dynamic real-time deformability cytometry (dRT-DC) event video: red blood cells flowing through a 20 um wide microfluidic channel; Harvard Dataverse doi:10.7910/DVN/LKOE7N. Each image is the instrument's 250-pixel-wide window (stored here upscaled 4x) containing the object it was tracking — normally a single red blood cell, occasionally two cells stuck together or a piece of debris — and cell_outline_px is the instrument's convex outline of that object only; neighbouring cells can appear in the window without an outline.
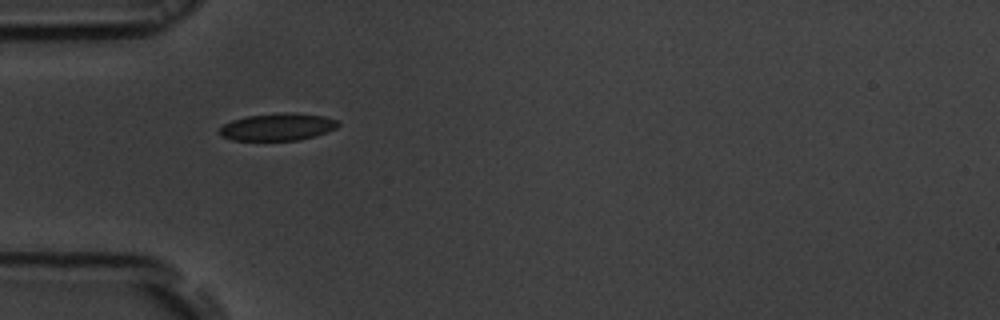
{"species": "common noctule bat (a hibernating species)", "species_latin": "Nyctalus noctula", "temperature_condition": "room temperature", "stored_images_in_passage": 38, "camera_frame_rate_fps": 3000, "um_per_image_px": 0.085, "animal": {"sex": "male", "body_mass_g": 19.5, "forearm_length_mm": 54.6}, "frame": {"image": 1, "passage_image": 1, "time_ms": 0.0, "image_size_px": [1000, 320], "cell_outline_px": [[340, 124], [336, 128], [316, 136], [300, 140], [232, 140], [220, 136], [220, 128], [224, 124], [232, 120], [248, 116], [284, 112], [324, 116], [336, 120]], "centroid_in_image_um": [23.6, 10.79], "position_along_channel_um": 61.4, "area_um2": 18.73}}
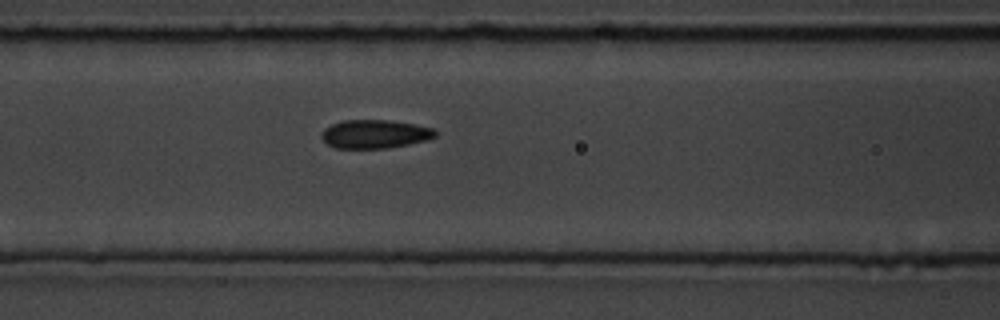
{"frame": {"image": 2, "passage_image": 7, "time_ms": 2.0, "image_size_px": [1000, 320], "cell_outline_px": [[436, 136], [428, 140], [388, 148], [336, 148], [328, 144], [320, 136], [324, 128], [332, 124], [344, 120], [392, 120], [416, 124], [432, 128], [436, 132]], "centroid_in_image_um": [31.87, 11.39], "position_along_channel_um": 134.7, "area_um2": 18.96}}
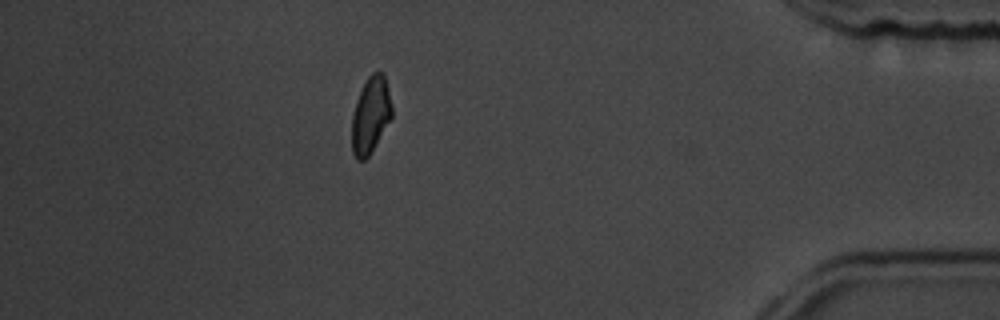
{"frame": {"image": 3, "passage_image": 32, "time_ms": 10.333, "image_size_px": [1000, 320], "cell_outline_px": [[392, 116], [368, 156], [364, 160], [356, 160], [352, 152], [352, 116], [356, 100], [368, 76], [372, 72], [380, 72], [384, 76], [388, 88], [392, 104]], "centroid_in_image_um": [31.49, 9.78], "position_along_channel_um": 403.7, "area_um2": 17.57}, "authors_computed_cell_mechanics": {"area_um2": 18.7272, "velocity_mm_per_s": 3.7744, "shape_relaxation_time_tau1_ms": 6.1912, "shape_relaxation_time_tau2_ms": 2.0701, "deformation_change_tau1": 0.1134, "deformation_change_tau2": 0.0512}}